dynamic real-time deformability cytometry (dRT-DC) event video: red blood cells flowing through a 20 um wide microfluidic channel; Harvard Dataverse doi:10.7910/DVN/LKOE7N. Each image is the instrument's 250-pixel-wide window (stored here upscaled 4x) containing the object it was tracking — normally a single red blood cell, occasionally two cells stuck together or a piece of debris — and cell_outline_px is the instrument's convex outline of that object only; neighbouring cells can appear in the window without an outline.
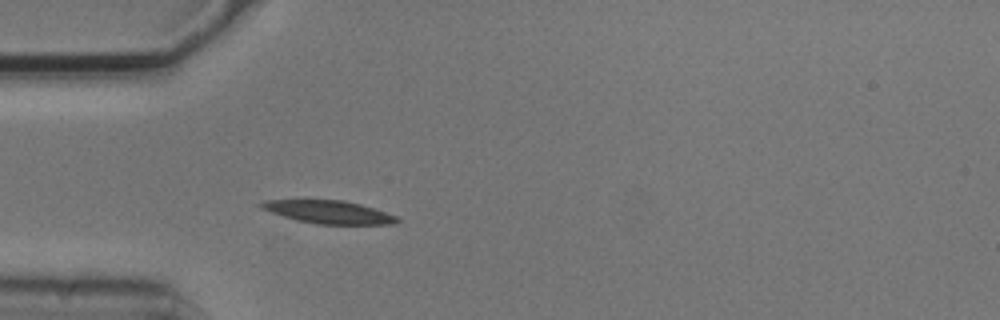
{"species": "common noctule bat (a hibernating species)", "species_latin": "Nyctalus noctula", "temperature_condition": "cold", "stored_images_in_passage": 3, "camera_frame_rate_fps": 3000, "um_per_image_px": 0.085, "animal": {"sex": "male", "body_mass_g": 20.5, "forearm_length_mm": 52.5}, "frame": {"image": 1, "passage_image": 3, "time_ms": 0.667, "image_size_px": [1000, 320], "cell_outline_px": [[400, 220], [396, 224], [316, 224], [296, 220], [260, 208], [260, 204], [264, 200], [344, 200], [360, 204], [396, 216]], "centroid_in_image_um": [27.94, 18.02], "position_along_channel_um": 57.1, "area_um2": 17.92}}